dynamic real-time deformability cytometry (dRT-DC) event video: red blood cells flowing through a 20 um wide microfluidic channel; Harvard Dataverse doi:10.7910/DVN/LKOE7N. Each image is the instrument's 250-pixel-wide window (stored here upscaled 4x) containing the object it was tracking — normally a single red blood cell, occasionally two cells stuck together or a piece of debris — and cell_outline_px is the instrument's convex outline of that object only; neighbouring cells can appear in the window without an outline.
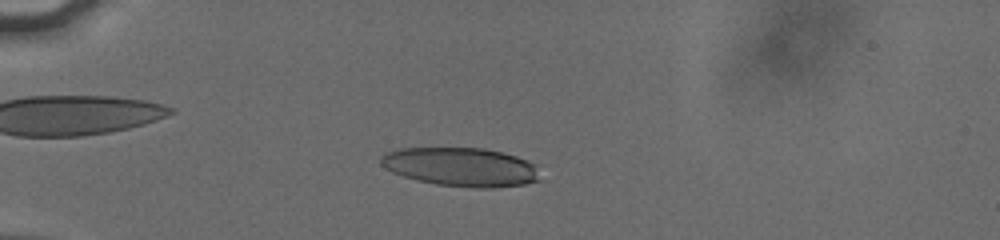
{"species": "human", "species_latin": "Homo sapiens", "temperature_condition": "cold", "stored_images_in_passage": 72, "camera_frame_rate_fps": 3000, "um_per_image_px": 0.085, "donor": {"sex": "male"}, "frame": {"image": 1, "passage_image": 23, "time_ms": 5.333, "image_size_px": [1000, 240], "cell_outline_px": [[540, 180], [524, 184], [492, 188], [476, 188], [436, 184], [416, 180], [392, 172], [384, 168], [380, 164], [380, 156], [384, 152], [400, 148], [484, 148], [504, 152], [528, 160], [536, 164]], "centroid_in_image_um": [39.17, 14.18], "position_along_channel_um": 45.8, "area_um2": 36.3}}
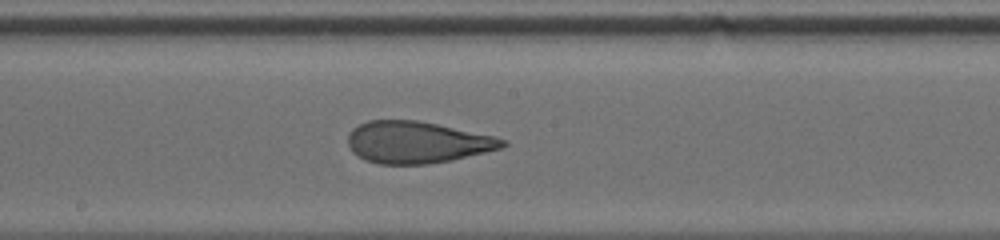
{"frame": {"image": 2, "passage_image": 47, "time_ms": 10.667, "image_size_px": [1000, 240], "cell_outline_px": [[508, 144], [504, 148], [452, 160], [428, 164], [380, 164], [364, 160], [352, 152], [348, 144], [348, 132], [352, 128], [368, 120], [416, 120], [436, 124], [492, 136], [508, 140]], "centroid_in_image_um": [35.44, 12.1], "position_along_channel_um": 212.8, "area_um2": 37.69}}
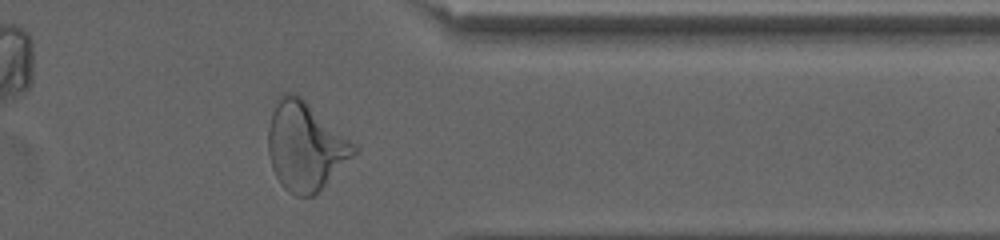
{"frame": {"image": 3, "passage_image": 67, "time_ms": 15.333, "image_size_px": [1000, 240], "cell_outline_px": [[356, 152], [312, 196], [296, 196], [288, 192], [280, 184], [272, 168], [268, 152], [268, 128], [272, 112], [280, 96], [284, 92], [292, 92], [300, 96], [356, 144]], "centroid_in_image_um": [25.91, 12.42], "position_along_channel_um": 385.5, "area_um2": 43.35}, "authors_computed_cell_mechanics": {"area_um2": 37.9746, "velocity_mm_per_s": 3.823, "shape_relaxation_time_tau1_ms": 6.0745, "shape_relaxation_time_tau2_ms": 1.4425, "deformation_change_tau1": 0.2203, "deformation_change_tau2": 0.1003}}